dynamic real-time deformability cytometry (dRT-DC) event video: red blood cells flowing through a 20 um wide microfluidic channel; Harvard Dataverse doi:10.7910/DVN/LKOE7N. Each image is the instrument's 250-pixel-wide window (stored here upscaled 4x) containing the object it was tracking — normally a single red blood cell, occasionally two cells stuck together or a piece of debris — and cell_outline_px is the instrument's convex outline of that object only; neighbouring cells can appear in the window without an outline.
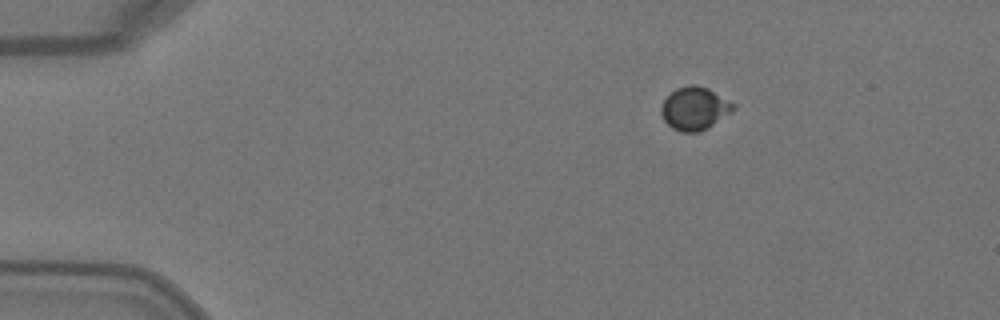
{"species": "Egyptian fruit bat (a non-hibernating species)", "species_latin": "Rousettus aegyptiacus", "temperature_condition": "warm", "stored_images_in_passage": 3, "camera_frame_rate_fps": 3000, "um_per_image_px": 0.085, "animal": {"sex": "female"}, "frame": {"image": 1, "passage_image": 1, "time_ms": 0.0, "image_size_px": [1000, 320], "cell_outline_px": [[736, 108], [732, 112], [708, 128], [700, 132], [680, 132], [672, 128], [664, 120], [660, 112], [660, 108], [664, 100], [676, 88], [692, 84], [708, 88], [736, 104]], "centroid_in_image_um": [59.06, 9.23], "position_along_channel_um": 25.9, "area_um2": 18.15}}